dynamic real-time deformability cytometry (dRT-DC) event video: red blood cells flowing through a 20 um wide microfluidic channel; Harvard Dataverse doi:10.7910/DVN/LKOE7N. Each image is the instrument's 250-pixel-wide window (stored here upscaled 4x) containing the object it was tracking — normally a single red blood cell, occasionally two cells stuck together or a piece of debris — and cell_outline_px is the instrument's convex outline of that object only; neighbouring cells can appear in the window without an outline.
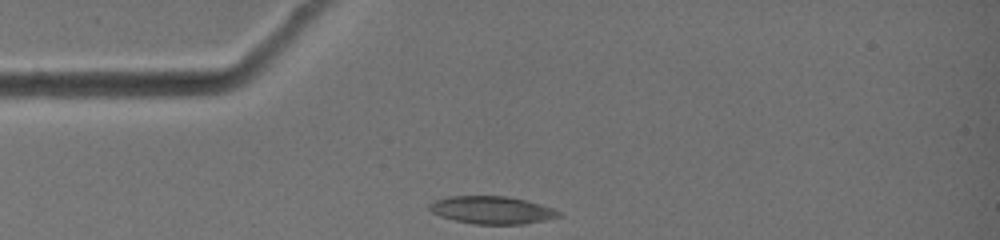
{"species": "common noctule bat (a hibernating species)", "species_latin": "Nyctalus noctula", "temperature_condition": "warm", "stored_images_in_passage": 3, "camera_frame_rate_fps": 3000, "um_per_image_px": 0.085, "animal": {"sex": "female", "body_mass_g": 19.0, "forearm_length_mm": 51.5}, "frame": {"image": 1, "passage_image": 1, "time_ms": 0.0, "image_size_px": [1000, 240], "cell_outline_px": [[560, 216], [544, 220], [524, 224], [472, 224], [440, 216], [432, 212], [428, 208], [428, 204], [432, 200], [448, 196], [508, 196], [524, 200], [552, 208], [560, 212]], "centroid_in_image_um": [41.74, 17.85], "position_along_channel_um": 43.3, "area_um2": 20.75}}